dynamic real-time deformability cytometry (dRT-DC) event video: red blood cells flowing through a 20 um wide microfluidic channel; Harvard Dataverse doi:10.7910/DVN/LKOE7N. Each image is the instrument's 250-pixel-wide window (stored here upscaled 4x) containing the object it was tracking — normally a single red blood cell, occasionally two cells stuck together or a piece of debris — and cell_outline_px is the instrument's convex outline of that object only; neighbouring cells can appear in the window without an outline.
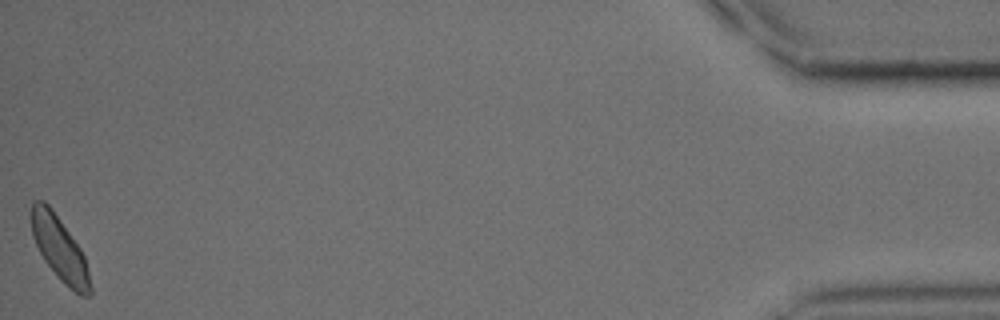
{"species": "common noctule bat (a hibernating species)", "species_latin": "Nyctalus noctula", "temperature_condition": "cold", "stored_images_in_passage": 34, "camera_frame_rate_fps": 3000, "um_per_image_px": 0.085, "animal": {"sex": "male", "body_mass_g": 15.6}, "frame": {"image": 1, "passage_image": 34, "time_ms": 11.0, "image_size_px": [1000, 320], "cell_outline_px": [[92, 292], [88, 296], [80, 296], [64, 284], [60, 280], [44, 260], [32, 236], [28, 216], [28, 212], [32, 200], [44, 200], [52, 208], [80, 248], [84, 256], [92, 288]], "centroid_in_image_um": [5.01, 21.08], "position_along_channel_um": 430.2, "area_um2": 22.31}}